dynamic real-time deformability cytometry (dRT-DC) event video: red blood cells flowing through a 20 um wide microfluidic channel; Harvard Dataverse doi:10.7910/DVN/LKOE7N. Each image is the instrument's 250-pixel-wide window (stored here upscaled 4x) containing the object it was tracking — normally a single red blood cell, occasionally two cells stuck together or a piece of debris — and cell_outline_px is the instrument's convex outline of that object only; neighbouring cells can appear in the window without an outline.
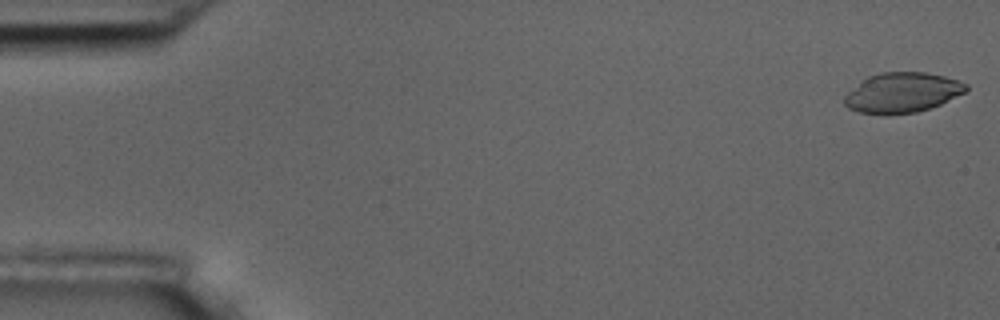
{"species": "common noctule bat (a hibernating species)", "species_latin": "Nyctalus noctula", "temperature_condition": "room temperature", "stored_images_in_passage": 55, "camera_frame_rate_fps": 3000, "um_per_image_px": 0.085, "animal": {"sex": "male", "body_mass_g": 17.5, "forearm_length_mm": 52.3}, "frame": {"image": 1, "passage_image": 1, "time_ms": 0.0, "image_size_px": [1000, 320], "cell_outline_px": [[968, 88], [964, 92], [940, 104], [916, 112], [884, 116], [860, 112], [848, 108], [844, 104], [844, 96], [848, 92], [868, 76], [880, 72], [924, 72], [944, 76], [968, 84]], "centroid_in_image_um": [76.66, 7.88], "position_along_channel_um": 8.3, "area_um2": 28.32}}
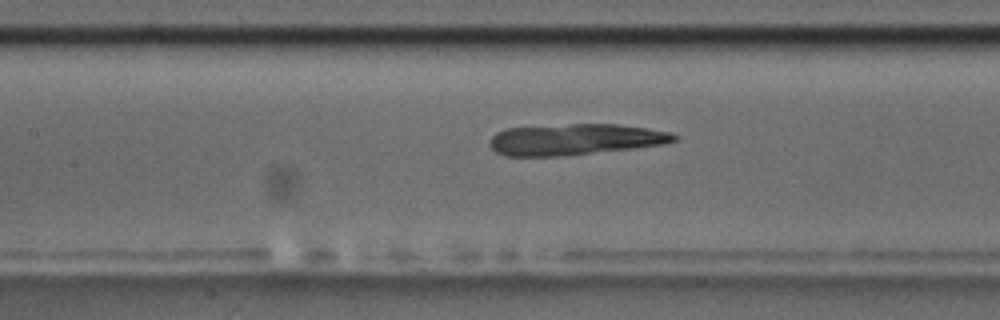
{"frame": {"image": 2, "passage_image": 25, "time_ms": 8.0, "image_size_px": [1000, 320], "cell_outline_px": [[680, 136], [676, 140], [660, 144], [632, 148], [564, 156], [504, 156], [496, 152], [488, 144], [492, 136], [496, 132], [504, 128], [572, 124], [616, 124], [648, 128], [672, 132]], "centroid_in_image_um": [48.85, 11.85], "position_along_channel_um": 158.6, "area_um2": 33.52}}
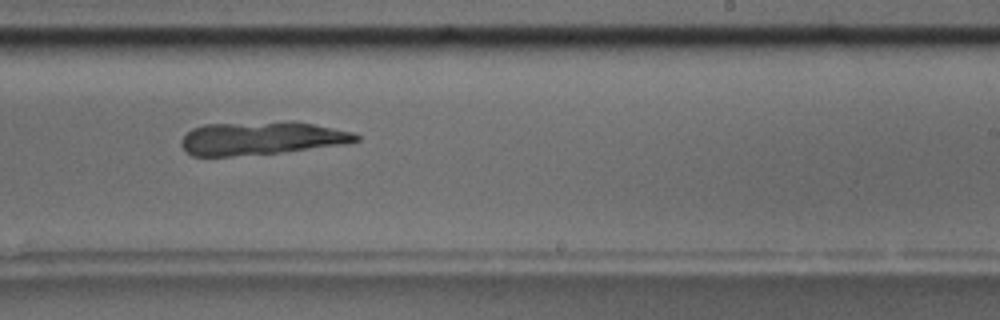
{"frame": {"image": 3, "passage_image": 34, "time_ms": 11.0, "image_size_px": [1000, 320], "cell_outline_px": [[360, 140], [344, 144], [280, 152], [228, 156], [192, 156], [180, 144], [180, 140], [192, 128], [204, 124], [312, 124], [352, 132], [360, 136]], "centroid_in_image_um": [22.16, 11.79], "position_along_channel_um": 266.8, "area_um2": 32.25}}